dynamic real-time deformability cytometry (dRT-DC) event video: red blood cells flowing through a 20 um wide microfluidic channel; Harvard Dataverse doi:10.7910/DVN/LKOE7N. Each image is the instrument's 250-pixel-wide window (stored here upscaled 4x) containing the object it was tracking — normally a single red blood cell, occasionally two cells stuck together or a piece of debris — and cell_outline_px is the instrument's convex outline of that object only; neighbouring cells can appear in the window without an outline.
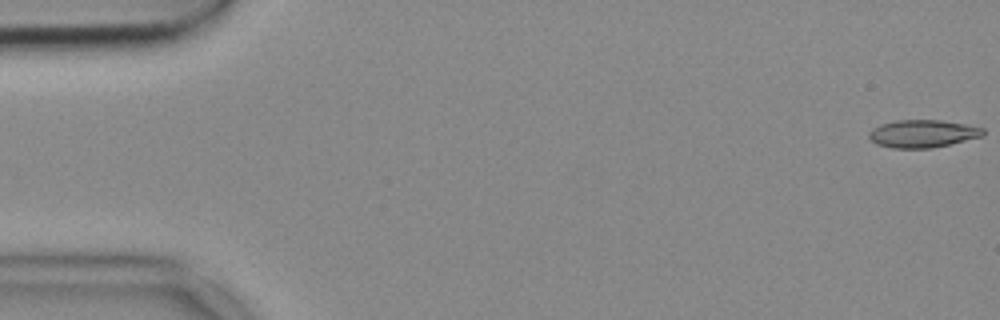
{"species": "common noctule bat (a hibernating species)", "species_latin": "Nyctalus noctula", "temperature_condition": "cold", "stored_images_in_passage": 8, "camera_frame_rate_fps": 3000, "um_per_image_px": 0.085, "animal": {"sex": "female", "body_mass_g": 18.4}, "frame": {"image": 1, "passage_image": 1, "time_ms": 0.0, "image_size_px": [1000, 320], "cell_outline_px": [[984, 136], [932, 148], [892, 148], [876, 144], [868, 136], [868, 132], [872, 128], [880, 124], [896, 120], [940, 120], [964, 124], [984, 128]], "centroid_in_image_um": [78.41, 11.36], "position_along_channel_um": 6.6, "area_um2": 18.44}}